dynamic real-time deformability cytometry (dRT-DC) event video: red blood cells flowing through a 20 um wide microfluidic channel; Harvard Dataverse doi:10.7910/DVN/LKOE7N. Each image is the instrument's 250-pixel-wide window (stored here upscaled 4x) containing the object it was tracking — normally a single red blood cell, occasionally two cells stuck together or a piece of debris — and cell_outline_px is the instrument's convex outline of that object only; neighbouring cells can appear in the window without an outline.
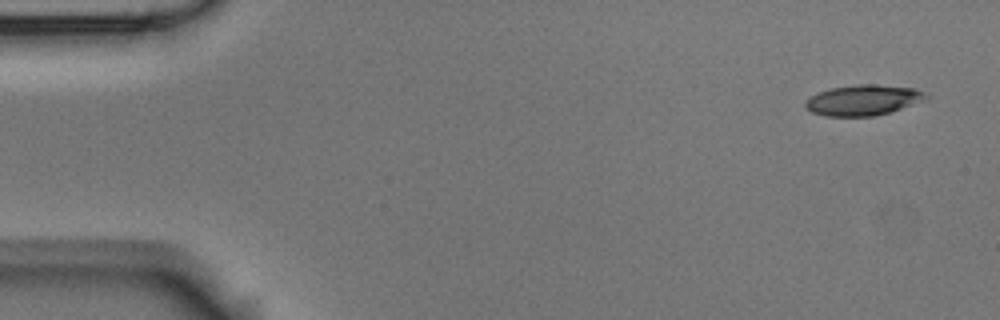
{"species": "Egyptian fruit bat (a non-hibernating species)", "species_latin": "Rousettus aegyptiacus", "temperature_condition": "room temperature", "stored_images_in_passage": 5, "camera_frame_rate_fps": 3000, "um_per_image_px": 0.085, "animal": {"sex": "male"}, "frame": {"image": 1, "passage_image": 1, "time_ms": 0.0, "image_size_px": [1000, 320], "cell_outline_px": [[928, 100], [888, 112], [872, 116], [824, 116], [812, 112], [804, 108], [804, 100], [816, 92], [832, 88], [856, 84], [872, 84], [916, 88], [924, 92], [928, 96]], "centroid_in_image_um": [73.34, 8.5], "position_along_channel_um": 11.7, "area_um2": 21.68}}